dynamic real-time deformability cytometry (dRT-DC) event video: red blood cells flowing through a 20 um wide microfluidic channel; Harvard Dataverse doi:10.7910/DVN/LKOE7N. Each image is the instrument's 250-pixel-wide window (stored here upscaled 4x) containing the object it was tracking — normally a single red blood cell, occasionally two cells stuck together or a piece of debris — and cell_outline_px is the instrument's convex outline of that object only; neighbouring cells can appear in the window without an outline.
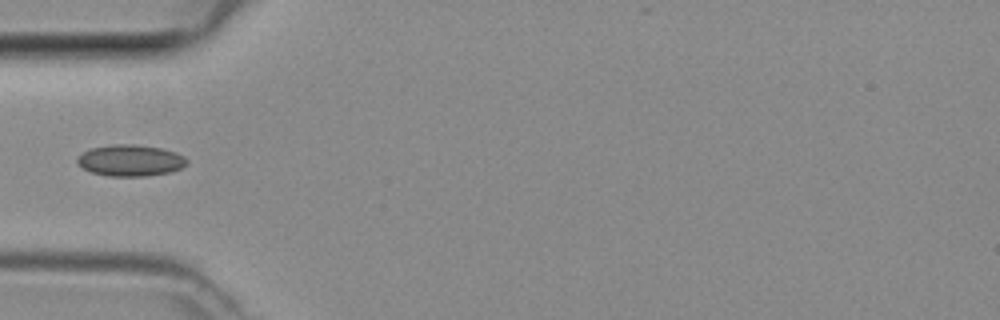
{"species": "common noctule bat (a hibernating species)", "species_latin": "Nyctalus noctula", "temperature_condition": "room temperature", "stored_images_in_passage": 3, "camera_frame_rate_fps": 3000, "um_per_image_px": 0.085, "animal": {"sex": "female", "body_mass_g": 29.2, "forearm_length_mm": 56.3}, "frame": {"image": 1, "passage_image": 3, "time_ms": 0.667, "image_size_px": [1000, 320], "cell_outline_px": [[188, 160], [180, 168], [168, 172], [144, 176], [108, 176], [92, 172], [84, 168], [76, 160], [76, 156], [92, 148], [112, 144], [136, 144], [160, 148], [176, 152], [184, 156]], "centroid_in_image_um": [11.07, 13.62], "position_along_channel_um": 73.9, "area_um2": 19.83}}